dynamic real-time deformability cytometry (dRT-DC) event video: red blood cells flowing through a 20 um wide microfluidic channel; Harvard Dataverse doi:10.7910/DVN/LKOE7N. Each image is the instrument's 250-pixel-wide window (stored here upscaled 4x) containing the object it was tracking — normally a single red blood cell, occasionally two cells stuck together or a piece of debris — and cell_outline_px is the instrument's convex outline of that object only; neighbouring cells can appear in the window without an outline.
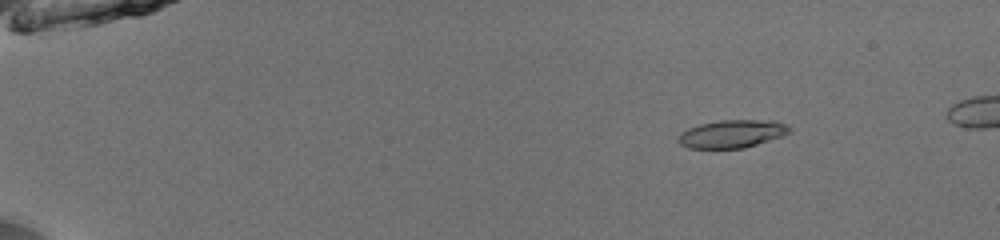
{"species": "common noctule bat (a hibernating species)", "species_latin": "Nyctalus noctula", "temperature_condition": "room temperature", "stored_images_in_passage": 47, "camera_frame_rate_fps": 3000, "um_per_image_px": 0.085, "animal": {"sex": "male", "body_mass_g": 13.0, "forearm_length_mm": 53.1}, "frame": {"image": 1, "passage_image": 2, "time_ms": 0.333, "image_size_px": [1000, 240], "cell_outline_px": [[792, 132], [744, 148], [688, 148], [680, 144], [676, 140], [680, 132], [688, 128], [700, 124], [720, 120], [772, 120], [788, 124], [792, 128]], "centroid_in_image_um": [62.21, 11.36], "position_along_channel_um": 22.8, "area_um2": 18.15}}
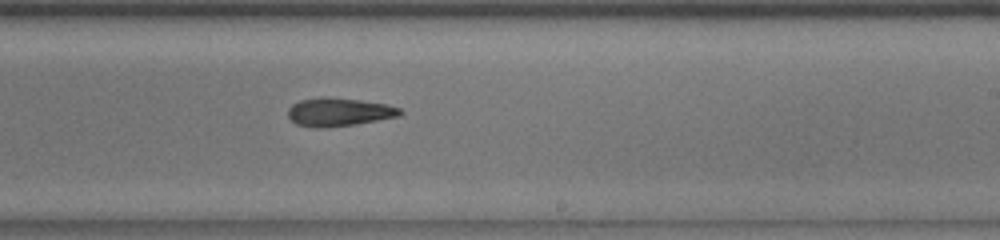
{"frame": {"image": 2, "passage_image": 28, "time_ms": 9.0, "image_size_px": [1000, 240], "cell_outline_px": [[404, 112], [400, 116], [356, 124], [324, 128], [316, 128], [296, 124], [288, 116], [288, 108], [292, 104], [300, 100], [320, 96], [360, 100], [388, 104], [400, 108]], "centroid_in_image_um": [28.81, 9.52], "position_along_channel_um": 260.2, "area_um2": 18.67}}
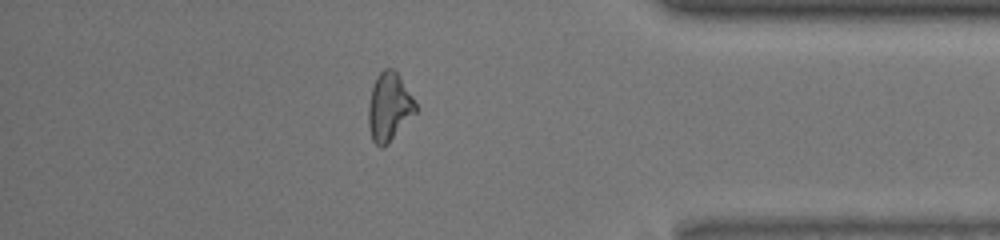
{"frame": {"image": 3, "passage_image": 40, "time_ms": 13.0, "image_size_px": [1000, 240], "cell_outline_px": [[416, 112], [388, 144], [384, 148], [380, 148], [372, 140], [368, 124], [368, 108], [372, 88], [376, 76], [384, 68], [392, 68], [396, 72], [412, 96], [416, 104]], "centroid_in_image_um": [33.06, 9.11], "position_along_channel_um": 402.1, "area_um2": 18.61}}